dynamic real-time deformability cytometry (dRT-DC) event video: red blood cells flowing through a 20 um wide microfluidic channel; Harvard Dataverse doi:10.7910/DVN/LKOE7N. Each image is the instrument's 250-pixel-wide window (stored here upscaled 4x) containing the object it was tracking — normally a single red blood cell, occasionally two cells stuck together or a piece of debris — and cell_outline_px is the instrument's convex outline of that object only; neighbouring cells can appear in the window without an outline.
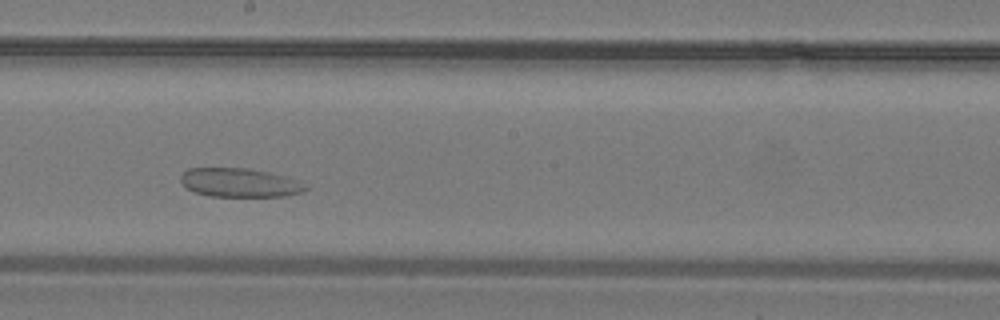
{"species": "common noctule bat (a hibernating species)", "species_latin": "Nyctalus noctula", "temperature_condition": "warm", "stored_images_in_passage": 27, "camera_frame_rate_fps": 3000, "um_per_image_px": 0.085, "animal": {"sex": "male", "body_mass_g": 19.2, "forearm_length_mm": 51.8}, "frame": {"image": 1, "passage_image": 13, "time_ms": 4.0, "image_size_px": [1000, 320], "cell_outline_px": [[308, 188], [300, 192], [288, 196], [208, 196], [196, 192], [188, 188], [180, 180], [180, 176], [188, 168], [248, 168], [268, 172], [300, 180], [308, 184]], "centroid_in_image_um": [20.41, 15.52], "position_along_channel_um": 227.8, "area_um2": 20.98}}
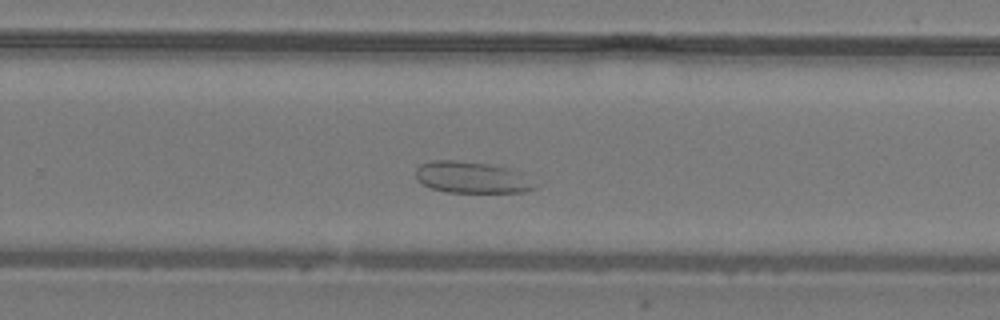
{"frame": {"image": 2, "passage_image": 16, "time_ms": 5.0, "image_size_px": [1000, 320], "cell_outline_px": [[540, 184], [536, 188], [524, 192], [448, 192], [432, 188], [424, 184], [416, 176], [416, 168], [420, 164], [432, 160], [456, 160], [488, 164], [508, 168], [520, 172]], "centroid_in_image_um": [40.16, 15.08], "position_along_channel_um": 289.6, "area_um2": 21.91}}
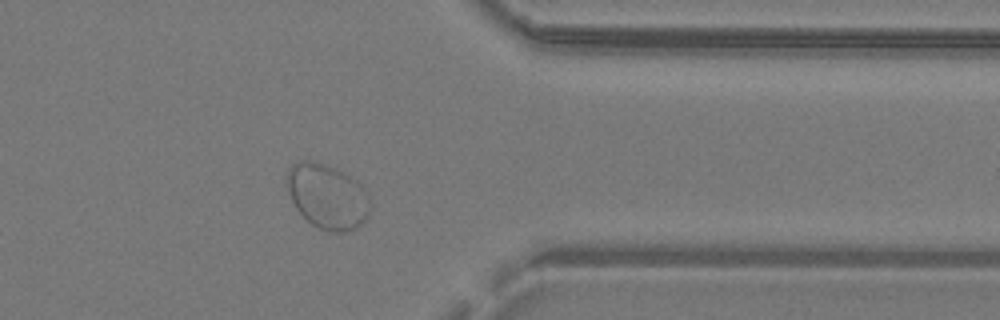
{"frame": {"image": 3, "passage_image": 21, "time_ms": 6.667, "image_size_px": [1000, 320], "cell_outline_px": [[368, 216], [356, 228], [340, 232], [328, 232], [312, 224], [296, 208], [284, 184], [284, 176], [288, 168], [292, 164], [300, 160], [312, 160], [336, 168], [344, 172], [356, 180], [368, 192]], "centroid_in_image_um": [27.77, 16.65], "position_along_channel_um": 383.6, "area_um2": 31.62}}